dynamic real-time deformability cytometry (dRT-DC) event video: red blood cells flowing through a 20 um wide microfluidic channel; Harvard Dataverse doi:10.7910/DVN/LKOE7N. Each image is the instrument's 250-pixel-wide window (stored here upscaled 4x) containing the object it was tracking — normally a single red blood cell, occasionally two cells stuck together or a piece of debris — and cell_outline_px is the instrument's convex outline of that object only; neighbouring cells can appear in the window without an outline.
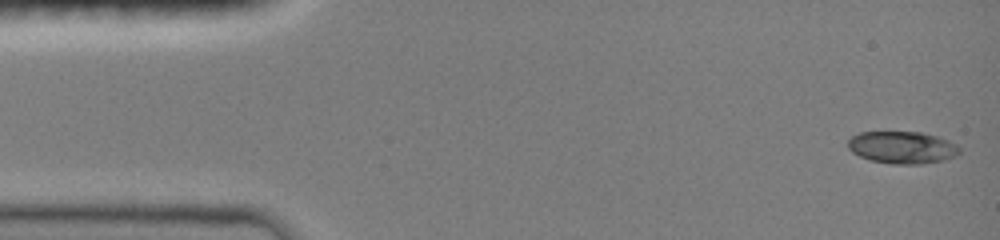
{"species": "common noctule bat (a hibernating species)", "species_latin": "Nyctalus noctula", "temperature_condition": "room temperature", "stored_images_in_passage": 46, "camera_frame_rate_fps": 3000, "um_per_image_px": 0.085, "animal": {"sex": "female", "body_mass_g": 19.0, "forearm_length_mm": 51.5}, "frame": {"image": 1, "passage_image": 1, "time_ms": 0.0, "image_size_px": [1000, 240], "cell_outline_px": [[960, 152], [956, 156], [944, 160], [920, 164], [892, 164], [872, 160], [860, 156], [852, 152], [848, 148], [848, 140], [852, 136], [860, 132], [920, 132], [936, 136], [948, 140], [956, 144], [960, 148]], "centroid_in_image_um": [76.7, 12.53], "position_along_channel_um": 8.3, "area_um2": 20.92}}
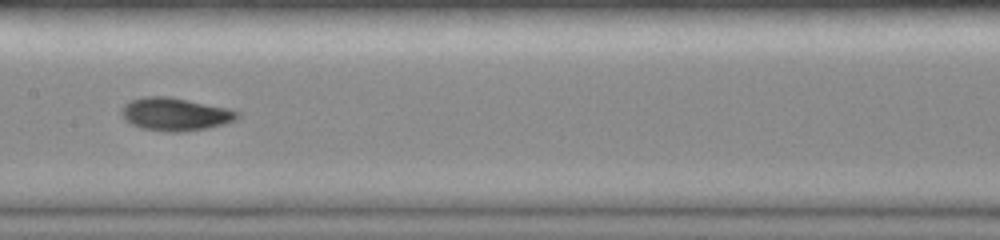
{"frame": {"image": 2, "passage_image": 23, "time_ms": 7.333, "image_size_px": [1000, 240], "cell_outline_px": [[240, 116], [236, 120], [224, 124], [204, 128], [180, 132], [168, 132], [144, 128], [132, 124], [124, 120], [120, 112], [124, 104], [132, 100], [144, 96], [168, 96], [228, 108], [240, 112]], "centroid_in_image_um": [14.89, 9.7], "position_along_channel_um": 192.5, "area_um2": 22.14}}
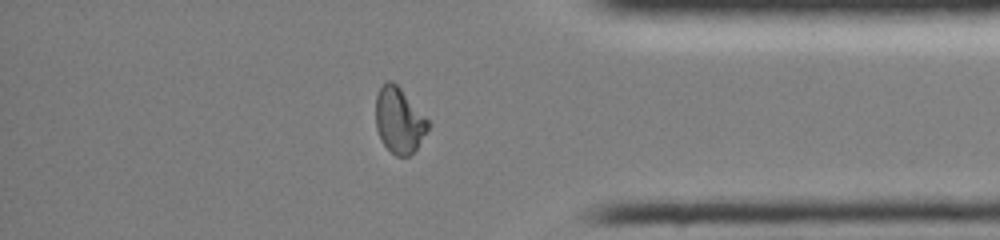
{"frame": {"image": 3, "passage_image": 39, "time_ms": 12.667, "image_size_px": [1000, 240], "cell_outline_px": [[428, 128], [416, 148], [408, 156], [396, 156], [384, 144], [376, 128], [376, 96], [380, 88], [388, 80], [392, 80], [400, 88], [428, 120]], "centroid_in_image_um": [33.9, 10.22], "position_along_channel_um": 401.3, "area_um2": 19.42}, "authors_computed_cell_mechanics": {"area_um2": 20.9525, "velocity_mm_per_s": 4.0742, "shape_relaxation_time_tau1_ms": 10.5005, "shape_relaxation_time_tau2_ms": 1.675, "deformation_change_tau1": 0.3403, "deformation_change_tau2": 0.0464}}